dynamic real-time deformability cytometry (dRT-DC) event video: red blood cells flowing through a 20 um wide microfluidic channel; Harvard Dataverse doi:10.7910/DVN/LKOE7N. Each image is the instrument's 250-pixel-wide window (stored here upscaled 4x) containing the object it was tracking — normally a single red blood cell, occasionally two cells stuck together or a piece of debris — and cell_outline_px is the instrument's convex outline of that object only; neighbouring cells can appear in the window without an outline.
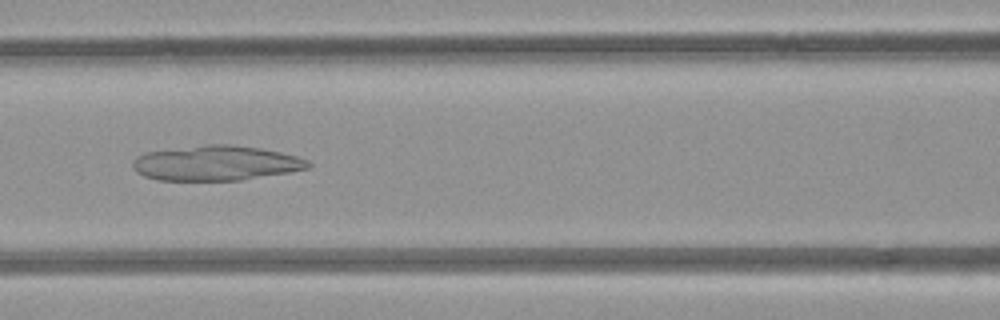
{"species": "common noctule bat (a hibernating species)", "species_latin": "Nyctalus noctula", "temperature_condition": "room temperature", "stored_images_in_passage": 6, "camera_frame_rate_fps": 3000, "um_per_image_px": 0.085, "animal": {"sex": "female", "body_mass_g": 21.9}, "frame": {"image": 1, "passage_image": 6, "time_ms": 5.667, "image_size_px": [1000, 320], "cell_outline_px": [[312, 168], [240, 180], [156, 180], [144, 176], [136, 172], [132, 168], [132, 164], [140, 156], [148, 152], [204, 144], [232, 144], [260, 148], [280, 152], [296, 156], [308, 160], [312, 164]], "centroid_in_image_um": [18.4, 13.86], "position_along_channel_um": 148.2, "area_um2": 35.6}}